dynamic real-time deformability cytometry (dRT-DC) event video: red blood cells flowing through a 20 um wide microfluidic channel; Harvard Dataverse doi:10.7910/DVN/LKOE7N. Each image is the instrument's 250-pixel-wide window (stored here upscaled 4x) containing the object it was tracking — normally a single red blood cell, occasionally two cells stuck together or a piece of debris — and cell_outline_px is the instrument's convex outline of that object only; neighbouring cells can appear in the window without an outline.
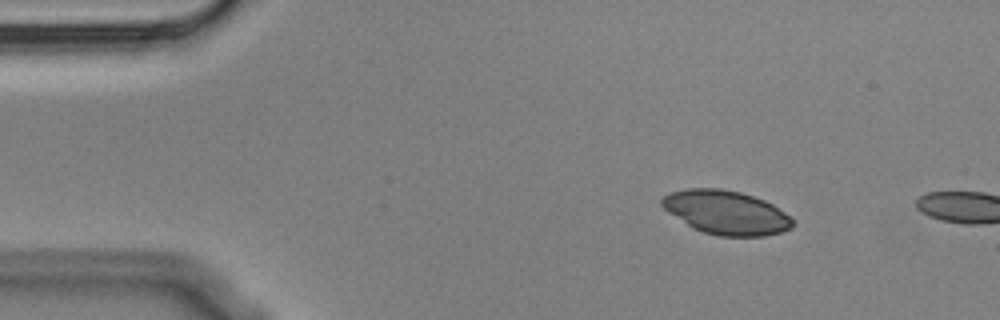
{"species": "Egyptian fruit bat (a non-hibernating species)", "species_latin": "Rousettus aegyptiacus", "temperature_condition": "cold", "stored_images_in_passage": 2, "camera_frame_rate_fps": 3000, "um_per_image_px": 0.085, "animal": {"sex": "male"}, "frame": {"image": 1, "passage_image": 1, "time_ms": 0.0, "image_size_px": [1000, 320], "cell_outline_px": [[796, 224], [792, 228], [780, 232], [764, 236], [720, 236], [704, 232], [692, 228], [668, 212], [660, 204], [660, 200], [664, 196], [672, 192], [688, 188], [720, 188], [740, 192], [764, 200], [772, 204], [792, 216], [796, 220]], "centroid_in_image_um": [61.76, 18.06], "position_along_channel_um": 23.2, "area_um2": 33.58}}